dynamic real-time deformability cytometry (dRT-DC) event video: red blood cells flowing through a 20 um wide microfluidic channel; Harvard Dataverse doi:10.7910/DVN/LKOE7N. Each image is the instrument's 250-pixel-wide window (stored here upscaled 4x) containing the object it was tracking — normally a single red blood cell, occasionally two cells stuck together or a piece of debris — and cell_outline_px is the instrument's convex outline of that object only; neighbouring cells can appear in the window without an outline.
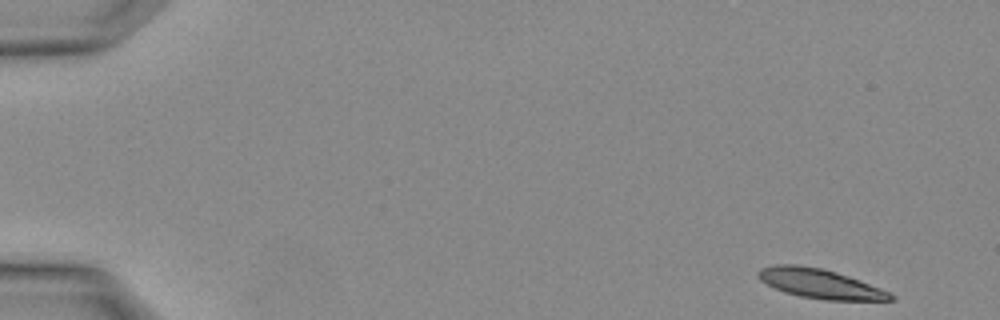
{"species": "Egyptian fruit bat (a non-hibernating species)", "species_latin": "Rousettus aegyptiacus", "temperature_condition": "warm", "stored_images_in_passage": 2, "segment_of_instrument_passage": [2, 2], "camera_frame_rate_fps": 3000, "um_per_image_px": 0.085, "animal": {"sex": "female"}, "frame": {"image": 1, "passage_image": 2, "time_ms": 0.333, "image_size_px": [1000, 320], "cell_outline_px": [[896, 300], [824, 300], [800, 296], [784, 292], [760, 280], [756, 276], [756, 272], [760, 268], [776, 264], [796, 264], [824, 268], [848, 276], [880, 288], [896, 296]], "centroid_in_image_um": [69.67, 24.1], "position_along_channel_um": 15.3, "area_um2": 22.72}}